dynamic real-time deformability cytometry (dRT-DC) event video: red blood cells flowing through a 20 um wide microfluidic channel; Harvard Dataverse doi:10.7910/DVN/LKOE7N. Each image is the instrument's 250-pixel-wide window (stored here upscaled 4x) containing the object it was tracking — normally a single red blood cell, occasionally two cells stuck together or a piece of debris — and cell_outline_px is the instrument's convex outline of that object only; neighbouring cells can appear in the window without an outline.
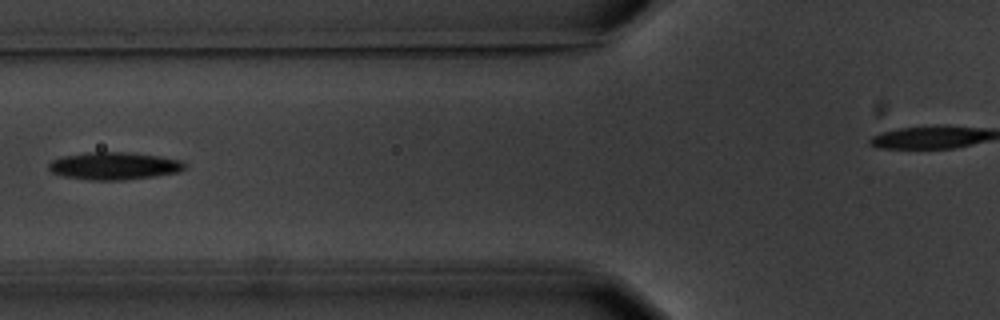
{"species": "common noctule bat (a hibernating species)", "species_latin": "Nyctalus noctula", "temperature_condition": "warm", "stored_images_in_passage": 11, "camera_frame_rate_fps": 3000, "um_per_image_px": 0.085, "animal": {"sex": "male", "body_mass_g": 20.1, "forearm_length_mm": 53.5}, "frame": {"image": 1, "passage_image": 5, "time_ms": 4.667, "image_size_px": [1000, 320], "cell_outline_px": [[188, 168], [180, 172], [124, 180], [88, 180], [64, 176], [52, 172], [48, 168], [48, 164], [52, 160], [64, 156], [88, 152], [124, 152], [160, 156], [180, 160]], "centroid_in_image_um": [9.71, 14.1], "position_along_channel_um": 116.1, "area_um2": 21.73}}